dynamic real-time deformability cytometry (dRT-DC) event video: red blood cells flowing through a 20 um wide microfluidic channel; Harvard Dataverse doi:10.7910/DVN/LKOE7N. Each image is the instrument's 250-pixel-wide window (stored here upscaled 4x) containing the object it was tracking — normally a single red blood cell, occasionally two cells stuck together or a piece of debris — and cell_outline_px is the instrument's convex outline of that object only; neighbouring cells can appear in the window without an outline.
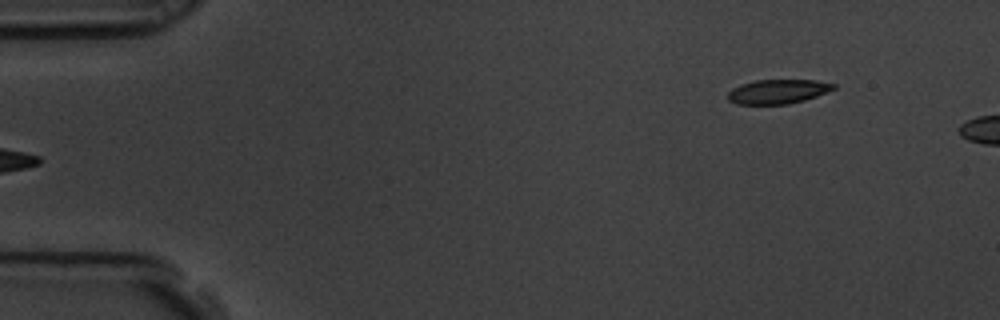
{"species": "common noctule bat (a hibernating species)", "species_latin": "Nyctalus noctula", "temperature_condition": "room temperature", "stored_images_in_passage": 5, "segment_of_instrument_passage": [2, 2], "camera_frame_rate_fps": 3000, "um_per_image_px": 0.085, "animal": {"sex": "male", "body_mass_g": 19.5, "forearm_length_mm": 54.6}, "frame": {"image": 1, "passage_image": 5, "time_ms": 1.333, "image_size_px": [1000, 320], "cell_outline_px": [[836, 88], [816, 96], [804, 100], [788, 104], [736, 104], [728, 100], [728, 92], [732, 88], [740, 84], [756, 80], [816, 80], [836, 84]], "centroid_in_image_um": [66.1, 7.78], "position_along_channel_um": 18.9, "area_um2": 14.97}}